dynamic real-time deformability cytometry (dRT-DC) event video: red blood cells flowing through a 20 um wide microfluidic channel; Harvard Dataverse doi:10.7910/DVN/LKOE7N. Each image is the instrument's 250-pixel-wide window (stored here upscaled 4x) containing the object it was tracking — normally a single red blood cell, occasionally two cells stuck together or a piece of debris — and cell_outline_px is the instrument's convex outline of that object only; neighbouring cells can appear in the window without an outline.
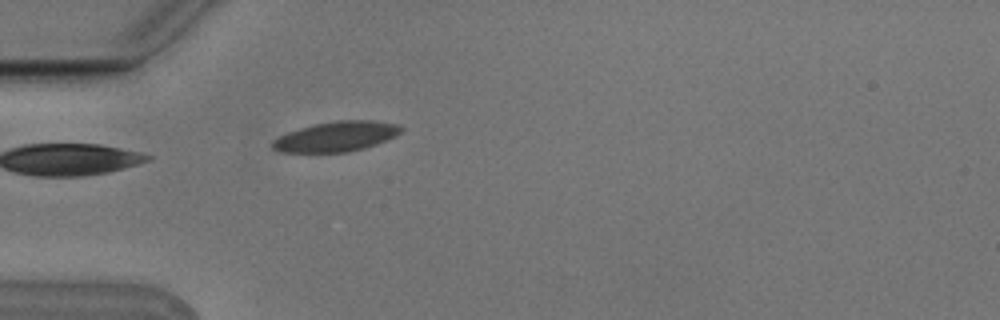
{"species": "Egyptian fruit bat (a non-hibernating species)", "species_latin": "Rousettus aegyptiacus", "temperature_condition": "cold", "stored_images_in_passage": 1, "camera_frame_rate_fps": 3000, "um_per_image_px": 0.085, "animal": {"sex": "male"}, "frame": {"image": 1, "passage_image": 1, "time_ms": 0.0, "image_size_px": [1000, 320], "cell_outline_px": [[404, 128], [396, 136], [376, 144], [364, 148], [348, 152], [280, 152], [272, 148], [272, 140], [288, 132], [300, 128], [316, 124], [336, 120], [372, 120], [396, 124]], "centroid_in_image_um": [28.59, 11.6], "position_along_channel_um": 56.4, "area_um2": 22.37}}